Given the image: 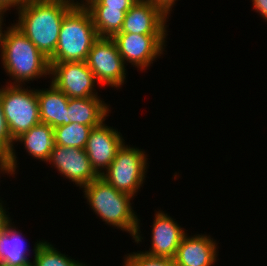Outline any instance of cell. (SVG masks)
<instances>
[{"mask_svg":"<svg viewBox=\"0 0 267 266\" xmlns=\"http://www.w3.org/2000/svg\"><path fill=\"white\" fill-rule=\"evenodd\" d=\"M217 243L207 235L185 234L174 256L176 266H212L216 262ZM217 249V250H216Z\"/></svg>","mask_w":267,"mask_h":266,"instance_id":"obj_14","label":"cell"},{"mask_svg":"<svg viewBox=\"0 0 267 266\" xmlns=\"http://www.w3.org/2000/svg\"><path fill=\"white\" fill-rule=\"evenodd\" d=\"M2 18H4V17L0 16V33H1V29H3V27H2L3 23L2 22H4L3 21L4 19H2Z\"/></svg>","mask_w":267,"mask_h":266,"instance_id":"obj_32","label":"cell"},{"mask_svg":"<svg viewBox=\"0 0 267 266\" xmlns=\"http://www.w3.org/2000/svg\"><path fill=\"white\" fill-rule=\"evenodd\" d=\"M127 255H125L123 266H176L173 258L155 257L144 251Z\"/></svg>","mask_w":267,"mask_h":266,"instance_id":"obj_23","label":"cell"},{"mask_svg":"<svg viewBox=\"0 0 267 266\" xmlns=\"http://www.w3.org/2000/svg\"><path fill=\"white\" fill-rule=\"evenodd\" d=\"M104 102L99 97L69 98L67 109L70 123L98 127L105 122L110 111Z\"/></svg>","mask_w":267,"mask_h":266,"instance_id":"obj_16","label":"cell"},{"mask_svg":"<svg viewBox=\"0 0 267 266\" xmlns=\"http://www.w3.org/2000/svg\"><path fill=\"white\" fill-rule=\"evenodd\" d=\"M0 266H35V265H34V262L32 263V262L28 261L27 263L20 264V265L0 264Z\"/></svg>","mask_w":267,"mask_h":266,"instance_id":"obj_31","label":"cell"},{"mask_svg":"<svg viewBox=\"0 0 267 266\" xmlns=\"http://www.w3.org/2000/svg\"><path fill=\"white\" fill-rule=\"evenodd\" d=\"M153 229L151 236V248L145 251L146 254L155 257L174 258L183 236L184 229L177 224V221L168 216L167 213L157 211L154 214Z\"/></svg>","mask_w":267,"mask_h":266,"instance_id":"obj_13","label":"cell"},{"mask_svg":"<svg viewBox=\"0 0 267 266\" xmlns=\"http://www.w3.org/2000/svg\"><path fill=\"white\" fill-rule=\"evenodd\" d=\"M99 37L112 38L122 29L125 13L119 9H87Z\"/></svg>","mask_w":267,"mask_h":266,"instance_id":"obj_19","label":"cell"},{"mask_svg":"<svg viewBox=\"0 0 267 266\" xmlns=\"http://www.w3.org/2000/svg\"><path fill=\"white\" fill-rule=\"evenodd\" d=\"M6 12L0 7V16H3Z\"/></svg>","mask_w":267,"mask_h":266,"instance_id":"obj_33","label":"cell"},{"mask_svg":"<svg viewBox=\"0 0 267 266\" xmlns=\"http://www.w3.org/2000/svg\"><path fill=\"white\" fill-rule=\"evenodd\" d=\"M35 266H87L62 254L47 241H37L34 245Z\"/></svg>","mask_w":267,"mask_h":266,"instance_id":"obj_21","label":"cell"},{"mask_svg":"<svg viewBox=\"0 0 267 266\" xmlns=\"http://www.w3.org/2000/svg\"><path fill=\"white\" fill-rule=\"evenodd\" d=\"M29 0H0V7L6 12L11 7L20 10Z\"/></svg>","mask_w":267,"mask_h":266,"instance_id":"obj_26","label":"cell"},{"mask_svg":"<svg viewBox=\"0 0 267 266\" xmlns=\"http://www.w3.org/2000/svg\"><path fill=\"white\" fill-rule=\"evenodd\" d=\"M2 201V200H0ZM8 212H6V209L3 207L2 202H0V233L4 232L7 227L12 224V220L9 215H6Z\"/></svg>","mask_w":267,"mask_h":266,"instance_id":"obj_27","label":"cell"},{"mask_svg":"<svg viewBox=\"0 0 267 266\" xmlns=\"http://www.w3.org/2000/svg\"><path fill=\"white\" fill-rule=\"evenodd\" d=\"M5 86L0 89V101L9 133L15 140L41 122L39 102L36 89L28 90L9 83Z\"/></svg>","mask_w":267,"mask_h":266,"instance_id":"obj_5","label":"cell"},{"mask_svg":"<svg viewBox=\"0 0 267 266\" xmlns=\"http://www.w3.org/2000/svg\"><path fill=\"white\" fill-rule=\"evenodd\" d=\"M18 141L24 144L29 155L47 162L55 145L54 128L40 122L14 140Z\"/></svg>","mask_w":267,"mask_h":266,"instance_id":"obj_17","label":"cell"},{"mask_svg":"<svg viewBox=\"0 0 267 266\" xmlns=\"http://www.w3.org/2000/svg\"><path fill=\"white\" fill-rule=\"evenodd\" d=\"M47 162L81 188L99 177L92 168L85 149L55 144Z\"/></svg>","mask_w":267,"mask_h":266,"instance_id":"obj_10","label":"cell"},{"mask_svg":"<svg viewBox=\"0 0 267 266\" xmlns=\"http://www.w3.org/2000/svg\"><path fill=\"white\" fill-rule=\"evenodd\" d=\"M14 140L11 138V135L9 133L5 116L3 114L2 104L0 101V156H7L9 167L12 174H15L16 167L17 166V156L16 152L14 150Z\"/></svg>","mask_w":267,"mask_h":266,"instance_id":"obj_22","label":"cell"},{"mask_svg":"<svg viewBox=\"0 0 267 266\" xmlns=\"http://www.w3.org/2000/svg\"><path fill=\"white\" fill-rule=\"evenodd\" d=\"M0 173H7V175H12L7 156H0Z\"/></svg>","mask_w":267,"mask_h":266,"instance_id":"obj_29","label":"cell"},{"mask_svg":"<svg viewBox=\"0 0 267 266\" xmlns=\"http://www.w3.org/2000/svg\"><path fill=\"white\" fill-rule=\"evenodd\" d=\"M36 95L41 123H46L52 128L70 123L67 109L69 98L62 91L51 83L49 89H36Z\"/></svg>","mask_w":267,"mask_h":266,"instance_id":"obj_15","label":"cell"},{"mask_svg":"<svg viewBox=\"0 0 267 266\" xmlns=\"http://www.w3.org/2000/svg\"><path fill=\"white\" fill-rule=\"evenodd\" d=\"M82 189L92 210L106 224L129 232L136 243L141 242L143 237H141L139 230L140 219L132 209L130 201L133 196L116 190L100 176Z\"/></svg>","mask_w":267,"mask_h":266,"instance_id":"obj_3","label":"cell"},{"mask_svg":"<svg viewBox=\"0 0 267 266\" xmlns=\"http://www.w3.org/2000/svg\"><path fill=\"white\" fill-rule=\"evenodd\" d=\"M11 25L7 30L1 29L0 33L2 65L14 81H9L10 85H22L50 75L49 59L15 25Z\"/></svg>","mask_w":267,"mask_h":266,"instance_id":"obj_2","label":"cell"},{"mask_svg":"<svg viewBox=\"0 0 267 266\" xmlns=\"http://www.w3.org/2000/svg\"><path fill=\"white\" fill-rule=\"evenodd\" d=\"M98 38L90 12L73 7L62 20L58 44L49 63L86 61Z\"/></svg>","mask_w":267,"mask_h":266,"instance_id":"obj_4","label":"cell"},{"mask_svg":"<svg viewBox=\"0 0 267 266\" xmlns=\"http://www.w3.org/2000/svg\"><path fill=\"white\" fill-rule=\"evenodd\" d=\"M167 15L151 2L138 0L126 13L119 33L168 35Z\"/></svg>","mask_w":267,"mask_h":266,"instance_id":"obj_12","label":"cell"},{"mask_svg":"<svg viewBox=\"0 0 267 266\" xmlns=\"http://www.w3.org/2000/svg\"><path fill=\"white\" fill-rule=\"evenodd\" d=\"M253 8L267 21V0H252Z\"/></svg>","mask_w":267,"mask_h":266,"instance_id":"obj_28","label":"cell"},{"mask_svg":"<svg viewBox=\"0 0 267 266\" xmlns=\"http://www.w3.org/2000/svg\"><path fill=\"white\" fill-rule=\"evenodd\" d=\"M125 64L131 63L141 71L163 54L166 35L117 33L112 37Z\"/></svg>","mask_w":267,"mask_h":266,"instance_id":"obj_9","label":"cell"},{"mask_svg":"<svg viewBox=\"0 0 267 266\" xmlns=\"http://www.w3.org/2000/svg\"><path fill=\"white\" fill-rule=\"evenodd\" d=\"M99 0H83L81 3L74 2V0H72V4L75 8L78 9H88L89 7H91L94 3L98 2Z\"/></svg>","mask_w":267,"mask_h":266,"instance_id":"obj_30","label":"cell"},{"mask_svg":"<svg viewBox=\"0 0 267 266\" xmlns=\"http://www.w3.org/2000/svg\"><path fill=\"white\" fill-rule=\"evenodd\" d=\"M86 63L102 86L120 88L126 80L125 62L112 38L99 37L93 43Z\"/></svg>","mask_w":267,"mask_h":266,"instance_id":"obj_7","label":"cell"},{"mask_svg":"<svg viewBox=\"0 0 267 266\" xmlns=\"http://www.w3.org/2000/svg\"><path fill=\"white\" fill-rule=\"evenodd\" d=\"M73 7L72 0H29L18 10L14 25L50 59L58 44L62 20Z\"/></svg>","mask_w":267,"mask_h":266,"instance_id":"obj_1","label":"cell"},{"mask_svg":"<svg viewBox=\"0 0 267 266\" xmlns=\"http://www.w3.org/2000/svg\"><path fill=\"white\" fill-rule=\"evenodd\" d=\"M120 134L104 122L91 130L85 151L92 168L99 176L110 166L117 150L125 143Z\"/></svg>","mask_w":267,"mask_h":266,"instance_id":"obj_11","label":"cell"},{"mask_svg":"<svg viewBox=\"0 0 267 266\" xmlns=\"http://www.w3.org/2000/svg\"><path fill=\"white\" fill-rule=\"evenodd\" d=\"M138 0H99L88 9H119L128 11Z\"/></svg>","mask_w":267,"mask_h":266,"instance_id":"obj_24","label":"cell"},{"mask_svg":"<svg viewBox=\"0 0 267 266\" xmlns=\"http://www.w3.org/2000/svg\"><path fill=\"white\" fill-rule=\"evenodd\" d=\"M15 228L10 224L0 233V264L20 265L30 261L22 233Z\"/></svg>","mask_w":267,"mask_h":266,"instance_id":"obj_18","label":"cell"},{"mask_svg":"<svg viewBox=\"0 0 267 266\" xmlns=\"http://www.w3.org/2000/svg\"><path fill=\"white\" fill-rule=\"evenodd\" d=\"M92 129L91 126L78 123L57 126L54 128L55 144L85 149Z\"/></svg>","mask_w":267,"mask_h":266,"instance_id":"obj_20","label":"cell"},{"mask_svg":"<svg viewBox=\"0 0 267 266\" xmlns=\"http://www.w3.org/2000/svg\"><path fill=\"white\" fill-rule=\"evenodd\" d=\"M147 157L145 151L123 143L115 159L100 177L116 190L134 197L146 177Z\"/></svg>","mask_w":267,"mask_h":266,"instance_id":"obj_6","label":"cell"},{"mask_svg":"<svg viewBox=\"0 0 267 266\" xmlns=\"http://www.w3.org/2000/svg\"><path fill=\"white\" fill-rule=\"evenodd\" d=\"M49 64L51 83L68 98L100 97L94 92L98 82L86 61Z\"/></svg>","mask_w":267,"mask_h":266,"instance_id":"obj_8","label":"cell"},{"mask_svg":"<svg viewBox=\"0 0 267 266\" xmlns=\"http://www.w3.org/2000/svg\"><path fill=\"white\" fill-rule=\"evenodd\" d=\"M151 2L154 6L160 8L168 17L169 12L172 10L173 5H175L176 0H146Z\"/></svg>","mask_w":267,"mask_h":266,"instance_id":"obj_25","label":"cell"}]
</instances>
